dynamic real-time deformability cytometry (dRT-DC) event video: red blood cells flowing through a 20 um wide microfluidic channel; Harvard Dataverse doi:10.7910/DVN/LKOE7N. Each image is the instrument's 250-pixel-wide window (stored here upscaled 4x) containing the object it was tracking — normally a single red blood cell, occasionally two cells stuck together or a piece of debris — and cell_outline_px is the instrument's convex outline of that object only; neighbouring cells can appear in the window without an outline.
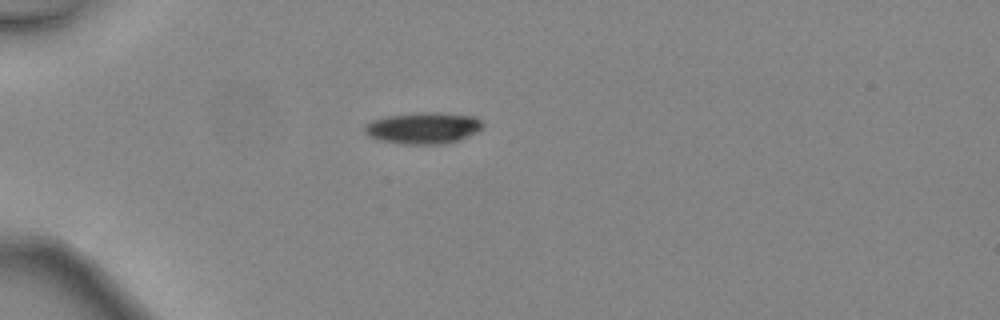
{"species": "common noctule bat (a hibernating species)", "species_latin": "Nyctalus noctula", "temperature_condition": "warm", "stored_images_in_passage": 33, "camera_frame_rate_fps": 3000, "um_per_image_px": 0.085, "animal": {"sex": "female", "body_mass_g": 24.6, "forearm_length_mm": 56.2}, "frame": {"image": 1, "passage_image": 1, "time_ms": 0.0, "image_size_px": [1000, 320], "cell_outline_px": [[484, 124], [476, 132], [456, 140], [444, 144], [400, 144], [380, 140], [368, 136], [364, 132], [364, 128], [372, 120], [388, 116], [424, 112], [432, 112], [476, 116]], "centroid_in_image_um": [35.96, 10.88], "position_along_channel_um": 49.0, "area_um2": 21.39}}
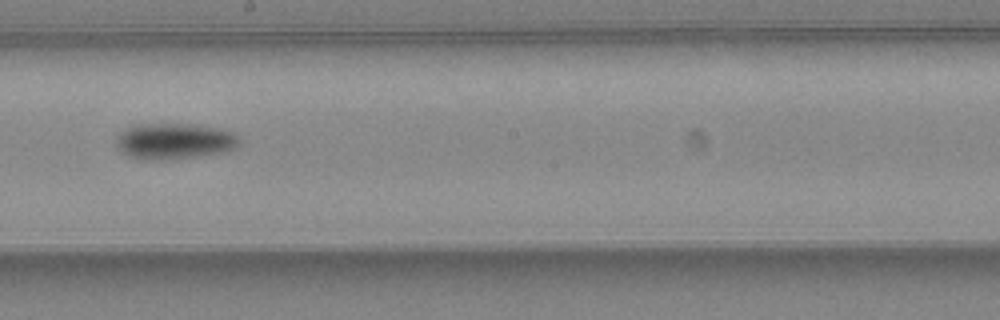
{"frame": {"image": 2, "passage_image": 15, "time_ms": 4.667, "image_size_px": [1000, 320], "cell_outline_px": [[240, 144], [236, 148], [228, 152], [200, 156], [168, 160], [140, 160], [120, 152], [116, 148], [116, 136], [120, 132], [128, 128], [140, 124], [192, 124], [220, 128], [236, 132], [240, 136]], "centroid_in_image_um": [14.87, 12.01], "position_along_channel_um": 233.3, "area_um2": 26.53}}
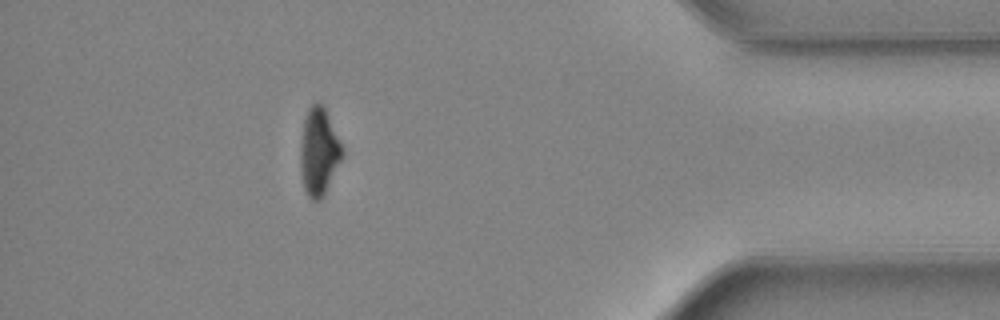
{"frame": {"image": 3, "passage_image": 29, "time_ms": 9.333, "image_size_px": [1000, 320], "cell_outline_px": [[344, 156], [320, 200], [312, 200], [308, 196], [304, 188], [300, 172], [300, 140], [304, 116], [308, 108], [316, 100], [324, 108], [344, 148]], "centroid_in_image_um": [27.09, 12.87], "position_along_channel_um": 408.1, "area_um2": 21.44}, "authors_computed_cell_mechanics": {"area_um2": 23.5246, "velocity_mm_per_s": 4.5637, "shape_relaxation_time_tau1_ms": 2.8018, "shape_relaxation_time_tau2_ms": null, "deformation_change_tau1": 0.1231, "deformation_change_tau2": null}}